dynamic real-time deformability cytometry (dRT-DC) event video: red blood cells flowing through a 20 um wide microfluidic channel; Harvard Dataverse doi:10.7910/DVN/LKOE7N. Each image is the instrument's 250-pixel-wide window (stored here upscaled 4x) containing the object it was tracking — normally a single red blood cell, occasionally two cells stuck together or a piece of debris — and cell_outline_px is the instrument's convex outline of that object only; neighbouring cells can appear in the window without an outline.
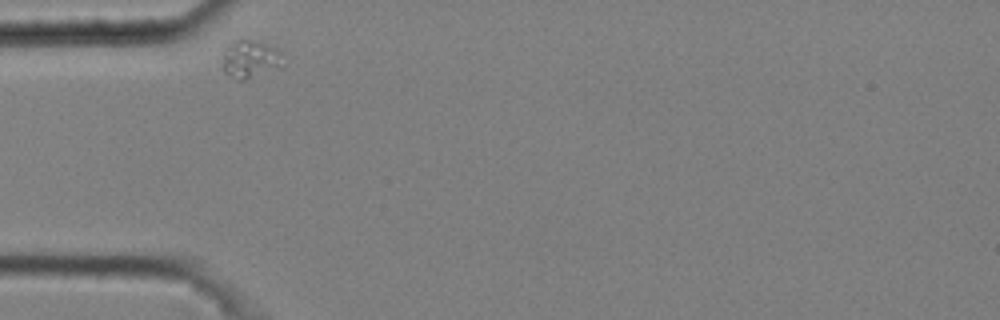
{"species": "common noctule bat (a hibernating species)", "species_latin": "Nyctalus noctula", "temperature_condition": "cold", "stored_images_in_passage": 2, "camera_frame_rate_fps": 3000, "um_per_image_px": 0.085, "animal": {"sex": "male", "body_mass_g": 20.4}, "frame": {"image": 1, "passage_image": 1, "time_ms": 0.0, "image_size_px": [1000, 320], "cell_outline_px": [[284, 64], [280, 68], [244, 80], [236, 80], [224, 72], [224, 52], [236, 40], [256, 40], [280, 48]], "centroid_in_image_um": [21.36, 5.03], "position_along_channel_um": 63.6, "area_um2": 13.35}}